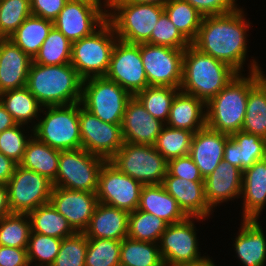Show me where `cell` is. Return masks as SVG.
I'll return each instance as SVG.
<instances>
[{
    "mask_svg": "<svg viewBox=\"0 0 266 266\" xmlns=\"http://www.w3.org/2000/svg\"><path fill=\"white\" fill-rule=\"evenodd\" d=\"M244 10L204 16L196 39L191 43L202 53L225 62L238 73L243 72L247 55V31L250 22L244 17Z\"/></svg>",
    "mask_w": 266,
    "mask_h": 266,
    "instance_id": "cell-1",
    "label": "cell"
},
{
    "mask_svg": "<svg viewBox=\"0 0 266 266\" xmlns=\"http://www.w3.org/2000/svg\"><path fill=\"white\" fill-rule=\"evenodd\" d=\"M239 73L192 44L184 50L180 91L207 103Z\"/></svg>",
    "mask_w": 266,
    "mask_h": 266,
    "instance_id": "cell-2",
    "label": "cell"
},
{
    "mask_svg": "<svg viewBox=\"0 0 266 266\" xmlns=\"http://www.w3.org/2000/svg\"><path fill=\"white\" fill-rule=\"evenodd\" d=\"M83 79L70 64L42 65L32 62L26 87L43 106L81 101Z\"/></svg>",
    "mask_w": 266,
    "mask_h": 266,
    "instance_id": "cell-3",
    "label": "cell"
},
{
    "mask_svg": "<svg viewBox=\"0 0 266 266\" xmlns=\"http://www.w3.org/2000/svg\"><path fill=\"white\" fill-rule=\"evenodd\" d=\"M163 13L164 6L160 5L107 0V20L118 40L130 44L146 43Z\"/></svg>",
    "mask_w": 266,
    "mask_h": 266,
    "instance_id": "cell-4",
    "label": "cell"
},
{
    "mask_svg": "<svg viewBox=\"0 0 266 266\" xmlns=\"http://www.w3.org/2000/svg\"><path fill=\"white\" fill-rule=\"evenodd\" d=\"M236 75L206 103V126L231 135L242 129L249 93V75Z\"/></svg>",
    "mask_w": 266,
    "mask_h": 266,
    "instance_id": "cell-5",
    "label": "cell"
},
{
    "mask_svg": "<svg viewBox=\"0 0 266 266\" xmlns=\"http://www.w3.org/2000/svg\"><path fill=\"white\" fill-rule=\"evenodd\" d=\"M41 113L45 116L32 124L31 129L39 141L59 151L82 148L79 103L45 106Z\"/></svg>",
    "mask_w": 266,
    "mask_h": 266,
    "instance_id": "cell-6",
    "label": "cell"
},
{
    "mask_svg": "<svg viewBox=\"0 0 266 266\" xmlns=\"http://www.w3.org/2000/svg\"><path fill=\"white\" fill-rule=\"evenodd\" d=\"M117 40L113 26L106 20L91 35L72 42L70 64L83 80L105 76Z\"/></svg>",
    "mask_w": 266,
    "mask_h": 266,
    "instance_id": "cell-7",
    "label": "cell"
},
{
    "mask_svg": "<svg viewBox=\"0 0 266 266\" xmlns=\"http://www.w3.org/2000/svg\"><path fill=\"white\" fill-rule=\"evenodd\" d=\"M132 95L105 76L90 77L82 82L81 106L110 124H122L126 105Z\"/></svg>",
    "mask_w": 266,
    "mask_h": 266,
    "instance_id": "cell-8",
    "label": "cell"
},
{
    "mask_svg": "<svg viewBox=\"0 0 266 266\" xmlns=\"http://www.w3.org/2000/svg\"><path fill=\"white\" fill-rule=\"evenodd\" d=\"M109 162L143 185L162 184L167 175L168 161L153 145L124 142Z\"/></svg>",
    "mask_w": 266,
    "mask_h": 266,
    "instance_id": "cell-9",
    "label": "cell"
},
{
    "mask_svg": "<svg viewBox=\"0 0 266 266\" xmlns=\"http://www.w3.org/2000/svg\"><path fill=\"white\" fill-rule=\"evenodd\" d=\"M106 162L83 148L60 151L56 179L53 186L69 190L96 193L99 173Z\"/></svg>",
    "mask_w": 266,
    "mask_h": 266,
    "instance_id": "cell-10",
    "label": "cell"
},
{
    "mask_svg": "<svg viewBox=\"0 0 266 266\" xmlns=\"http://www.w3.org/2000/svg\"><path fill=\"white\" fill-rule=\"evenodd\" d=\"M101 1L68 0L53 21L54 27L71 42L91 35L107 20V0Z\"/></svg>",
    "mask_w": 266,
    "mask_h": 266,
    "instance_id": "cell-11",
    "label": "cell"
},
{
    "mask_svg": "<svg viewBox=\"0 0 266 266\" xmlns=\"http://www.w3.org/2000/svg\"><path fill=\"white\" fill-rule=\"evenodd\" d=\"M202 217H187L184 221L168 224L159 240V249L165 266H181L202 262L194 220ZM200 219V220H199Z\"/></svg>",
    "mask_w": 266,
    "mask_h": 266,
    "instance_id": "cell-12",
    "label": "cell"
},
{
    "mask_svg": "<svg viewBox=\"0 0 266 266\" xmlns=\"http://www.w3.org/2000/svg\"><path fill=\"white\" fill-rule=\"evenodd\" d=\"M8 202L12 213L28 214L50 202L53 183L47 177L17 165L9 181Z\"/></svg>",
    "mask_w": 266,
    "mask_h": 266,
    "instance_id": "cell-13",
    "label": "cell"
},
{
    "mask_svg": "<svg viewBox=\"0 0 266 266\" xmlns=\"http://www.w3.org/2000/svg\"><path fill=\"white\" fill-rule=\"evenodd\" d=\"M185 49L140 44V54L149 86L180 88Z\"/></svg>",
    "mask_w": 266,
    "mask_h": 266,
    "instance_id": "cell-14",
    "label": "cell"
},
{
    "mask_svg": "<svg viewBox=\"0 0 266 266\" xmlns=\"http://www.w3.org/2000/svg\"><path fill=\"white\" fill-rule=\"evenodd\" d=\"M105 77L116 82L132 96L148 87L140 54V44H130L117 40Z\"/></svg>",
    "mask_w": 266,
    "mask_h": 266,
    "instance_id": "cell-15",
    "label": "cell"
},
{
    "mask_svg": "<svg viewBox=\"0 0 266 266\" xmlns=\"http://www.w3.org/2000/svg\"><path fill=\"white\" fill-rule=\"evenodd\" d=\"M79 123L82 148L109 161L123 146L122 124L102 121L79 102Z\"/></svg>",
    "mask_w": 266,
    "mask_h": 266,
    "instance_id": "cell-16",
    "label": "cell"
},
{
    "mask_svg": "<svg viewBox=\"0 0 266 266\" xmlns=\"http://www.w3.org/2000/svg\"><path fill=\"white\" fill-rule=\"evenodd\" d=\"M143 186L106 161L99 173L96 196L98 202L132 212L138 208Z\"/></svg>",
    "mask_w": 266,
    "mask_h": 266,
    "instance_id": "cell-17",
    "label": "cell"
},
{
    "mask_svg": "<svg viewBox=\"0 0 266 266\" xmlns=\"http://www.w3.org/2000/svg\"><path fill=\"white\" fill-rule=\"evenodd\" d=\"M51 204L68 221L75 232H84L94 214L98 198L96 193L69 190L53 186Z\"/></svg>",
    "mask_w": 266,
    "mask_h": 266,
    "instance_id": "cell-18",
    "label": "cell"
},
{
    "mask_svg": "<svg viewBox=\"0 0 266 266\" xmlns=\"http://www.w3.org/2000/svg\"><path fill=\"white\" fill-rule=\"evenodd\" d=\"M165 123L154 118L135 97L128 101L122 121L124 142L154 145Z\"/></svg>",
    "mask_w": 266,
    "mask_h": 266,
    "instance_id": "cell-19",
    "label": "cell"
},
{
    "mask_svg": "<svg viewBox=\"0 0 266 266\" xmlns=\"http://www.w3.org/2000/svg\"><path fill=\"white\" fill-rule=\"evenodd\" d=\"M32 62L9 38H0V94L25 87Z\"/></svg>",
    "mask_w": 266,
    "mask_h": 266,
    "instance_id": "cell-20",
    "label": "cell"
},
{
    "mask_svg": "<svg viewBox=\"0 0 266 266\" xmlns=\"http://www.w3.org/2000/svg\"><path fill=\"white\" fill-rule=\"evenodd\" d=\"M229 135L207 126L193 134L189 156L205 179L223 160L224 146Z\"/></svg>",
    "mask_w": 266,
    "mask_h": 266,
    "instance_id": "cell-21",
    "label": "cell"
},
{
    "mask_svg": "<svg viewBox=\"0 0 266 266\" xmlns=\"http://www.w3.org/2000/svg\"><path fill=\"white\" fill-rule=\"evenodd\" d=\"M162 185L188 217L206 219L213 213L205 197L204 181H190L167 172Z\"/></svg>",
    "mask_w": 266,
    "mask_h": 266,
    "instance_id": "cell-22",
    "label": "cell"
},
{
    "mask_svg": "<svg viewBox=\"0 0 266 266\" xmlns=\"http://www.w3.org/2000/svg\"><path fill=\"white\" fill-rule=\"evenodd\" d=\"M242 176L241 169L222 160L214 171L204 179L205 197L212 210L220 203L240 198Z\"/></svg>",
    "mask_w": 266,
    "mask_h": 266,
    "instance_id": "cell-23",
    "label": "cell"
},
{
    "mask_svg": "<svg viewBox=\"0 0 266 266\" xmlns=\"http://www.w3.org/2000/svg\"><path fill=\"white\" fill-rule=\"evenodd\" d=\"M249 69V93L246 114L241 131L266 139V85L258 74V62L251 60Z\"/></svg>",
    "mask_w": 266,
    "mask_h": 266,
    "instance_id": "cell-24",
    "label": "cell"
},
{
    "mask_svg": "<svg viewBox=\"0 0 266 266\" xmlns=\"http://www.w3.org/2000/svg\"><path fill=\"white\" fill-rule=\"evenodd\" d=\"M243 219H258L266 206V158L256 161L243 171Z\"/></svg>",
    "mask_w": 266,
    "mask_h": 266,
    "instance_id": "cell-25",
    "label": "cell"
},
{
    "mask_svg": "<svg viewBox=\"0 0 266 266\" xmlns=\"http://www.w3.org/2000/svg\"><path fill=\"white\" fill-rule=\"evenodd\" d=\"M129 212L99 202L84 234L87 238L122 241L128 235Z\"/></svg>",
    "mask_w": 266,
    "mask_h": 266,
    "instance_id": "cell-26",
    "label": "cell"
},
{
    "mask_svg": "<svg viewBox=\"0 0 266 266\" xmlns=\"http://www.w3.org/2000/svg\"><path fill=\"white\" fill-rule=\"evenodd\" d=\"M264 158H266V139L243 131L229 135L224 146V161L244 171Z\"/></svg>",
    "mask_w": 266,
    "mask_h": 266,
    "instance_id": "cell-27",
    "label": "cell"
},
{
    "mask_svg": "<svg viewBox=\"0 0 266 266\" xmlns=\"http://www.w3.org/2000/svg\"><path fill=\"white\" fill-rule=\"evenodd\" d=\"M258 219H243L233 244L243 266H265L266 236Z\"/></svg>",
    "mask_w": 266,
    "mask_h": 266,
    "instance_id": "cell-28",
    "label": "cell"
},
{
    "mask_svg": "<svg viewBox=\"0 0 266 266\" xmlns=\"http://www.w3.org/2000/svg\"><path fill=\"white\" fill-rule=\"evenodd\" d=\"M167 126L193 133L206 127V103L194 95L179 91L172 102Z\"/></svg>",
    "mask_w": 266,
    "mask_h": 266,
    "instance_id": "cell-29",
    "label": "cell"
},
{
    "mask_svg": "<svg viewBox=\"0 0 266 266\" xmlns=\"http://www.w3.org/2000/svg\"><path fill=\"white\" fill-rule=\"evenodd\" d=\"M137 209L156 215L168 224L184 221L188 217L162 184L144 185Z\"/></svg>",
    "mask_w": 266,
    "mask_h": 266,
    "instance_id": "cell-30",
    "label": "cell"
},
{
    "mask_svg": "<svg viewBox=\"0 0 266 266\" xmlns=\"http://www.w3.org/2000/svg\"><path fill=\"white\" fill-rule=\"evenodd\" d=\"M60 151L39 141L34 135L28 141L23 158L19 165L35 171L54 181L57 176Z\"/></svg>",
    "mask_w": 266,
    "mask_h": 266,
    "instance_id": "cell-31",
    "label": "cell"
},
{
    "mask_svg": "<svg viewBox=\"0 0 266 266\" xmlns=\"http://www.w3.org/2000/svg\"><path fill=\"white\" fill-rule=\"evenodd\" d=\"M53 27V21L31 15L8 38L33 59Z\"/></svg>",
    "mask_w": 266,
    "mask_h": 266,
    "instance_id": "cell-32",
    "label": "cell"
},
{
    "mask_svg": "<svg viewBox=\"0 0 266 266\" xmlns=\"http://www.w3.org/2000/svg\"><path fill=\"white\" fill-rule=\"evenodd\" d=\"M0 102L14 121L23 125L39 120L43 107L26 86L1 93Z\"/></svg>",
    "mask_w": 266,
    "mask_h": 266,
    "instance_id": "cell-33",
    "label": "cell"
},
{
    "mask_svg": "<svg viewBox=\"0 0 266 266\" xmlns=\"http://www.w3.org/2000/svg\"><path fill=\"white\" fill-rule=\"evenodd\" d=\"M31 232L63 239L75 233L67 219L51 202L38 206L28 213Z\"/></svg>",
    "mask_w": 266,
    "mask_h": 266,
    "instance_id": "cell-34",
    "label": "cell"
},
{
    "mask_svg": "<svg viewBox=\"0 0 266 266\" xmlns=\"http://www.w3.org/2000/svg\"><path fill=\"white\" fill-rule=\"evenodd\" d=\"M120 266H165L158 243L137 241L129 237L121 241Z\"/></svg>",
    "mask_w": 266,
    "mask_h": 266,
    "instance_id": "cell-35",
    "label": "cell"
},
{
    "mask_svg": "<svg viewBox=\"0 0 266 266\" xmlns=\"http://www.w3.org/2000/svg\"><path fill=\"white\" fill-rule=\"evenodd\" d=\"M164 12L181 34L192 43L198 34L204 15L184 0H169Z\"/></svg>",
    "mask_w": 266,
    "mask_h": 266,
    "instance_id": "cell-36",
    "label": "cell"
},
{
    "mask_svg": "<svg viewBox=\"0 0 266 266\" xmlns=\"http://www.w3.org/2000/svg\"><path fill=\"white\" fill-rule=\"evenodd\" d=\"M168 223L148 212L136 209L129 212L127 237L152 243H159Z\"/></svg>",
    "mask_w": 266,
    "mask_h": 266,
    "instance_id": "cell-37",
    "label": "cell"
},
{
    "mask_svg": "<svg viewBox=\"0 0 266 266\" xmlns=\"http://www.w3.org/2000/svg\"><path fill=\"white\" fill-rule=\"evenodd\" d=\"M179 91L180 88L148 86L144 90L138 92L135 97L154 118L166 124L173 99Z\"/></svg>",
    "mask_w": 266,
    "mask_h": 266,
    "instance_id": "cell-38",
    "label": "cell"
},
{
    "mask_svg": "<svg viewBox=\"0 0 266 266\" xmlns=\"http://www.w3.org/2000/svg\"><path fill=\"white\" fill-rule=\"evenodd\" d=\"M72 42L53 27L41 45L33 62L42 65H62L71 61Z\"/></svg>",
    "mask_w": 266,
    "mask_h": 266,
    "instance_id": "cell-39",
    "label": "cell"
},
{
    "mask_svg": "<svg viewBox=\"0 0 266 266\" xmlns=\"http://www.w3.org/2000/svg\"><path fill=\"white\" fill-rule=\"evenodd\" d=\"M30 233L28 214L12 213L0 219V246L27 248Z\"/></svg>",
    "mask_w": 266,
    "mask_h": 266,
    "instance_id": "cell-40",
    "label": "cell"
},
{
    "mask_svg": "<svg viewBox=\"0 0 266 266\" xmlns=\"http://www.w3.org/2000/svg\"><path fill=\"white\" fill-rule=\"evenodd\" d=\"M193 134V132L186 129L164 125L153 146L167 161L189 155Z\"/></svg>",
    "mask_w": 266,
    "mask_h": 266,
    "instance_id": "cell-41",
    "label": "cell"
},
{
    "mask_svg": "<svg viewBox=\"0 0 266 266\" xmlns=\"http://www.w3.org/2000/svg\"><path fill=\"white\" fill-rule=\"evenodd\" d=\"M121 241L88 238L85 266H120Z\"/></svg>",
    "mask_w": 266,
    "mask_h": 266,
    "instance_id": "cell-42",
    "label": "cell"
},
{
    "mask_svg": "<svg viewBox=\"0 0 266 266\" xmlns=\"http://www.w3.org/2000/svg\"><path fill=\"white\" fill-rule=\"evenodd\" d=\"M31 15L30 0H0V38H8Z\"/></svg>",
    "mask_w": 266,
    "mask_h": 266,
    "instance_id": "cell-43",
    "label": "cell"
},
{
    "mask_svg": "<svg viewBox=\"0 0 266 266\" xmlns=\"http://www.w3.org/2000/svg\"><path fill=\"white\" fill-rule=\"evenodd\" d=\"M62 239L31 232L27 247L28 261L35 266H52L60 250Z\"/></svg>",
    "mask_w": 266,
    "mask_h": 266,
    "instance_id": "cell-44",
    "label": "cell"
},
{
    "mask_svg": "<svg viewBox=\"0 0 266 266\" xmlns=\"http://www.w3.org/2000/svg\"><path fill=\"white\" fill-rule=\"evenodd\" d=\"M87 248L88 238L84 232L63 238L52 266H85Z\"/></svg>",
    "mask_w": 266,
    "mask_h": 266,
    "instance_id": "cell-45",
    "label": "cell"
},
{
    "mask_svg": "<svg viewBox=\"0 0 266 266\" xmlns=\"http://www.w3.org/2000/svg\"><path fill=\"white\" fill-rule=\"evenodd\" d=\"M146 43L174 49H185L191 44L170 21L165 12L160 16Z\"/></svg>",
    "mask_w": 266,
    "mask_h": 266,
    "instance_id": "cell-46",
    "label": "cell"
},
{
    "mask_svg": "<svg viewBox=\"0 0 266 266\" xmlns=\"http://www.w3.org/2000/svg\"><path fill=\"white\" fill-rule=\"evenodd\" d=\"M23 126V124H16L0 132V152L18 165L23 158L28 141L33 136V131L30 136L29 134L26 136L24 133L27 132H24Z\"/></svg>",
    "mask_w": 266,
    "mask_h": 266,
    "instance_id": "cell-47",
    "label": "cell"
},
{
    "mask_svg": "<svg viewBox=\"0 0 266 266\" xmlns=\"http://www.w3.org/2000/svg\"><path fill=\"white\" fill-rule=\"evenodd\" d=\"M167 172L172 176L190 181H204L199 168L189 155L168 160Z\"/></svg>",
    "mask_w": 266,
    "mask_h": 266,
    "instance_id": "cell-48",
    "label": "cell"
},
{
    "mask_svg": "<svg viewBox=\"0 0 266 266\" xmlns=\"http://www.w3.org/2000/svg\"><path fill=\"white\" fill-rule=\"evenodd\" d=\"M204 16L221 15L236 10L235 0H184Z\"/></svg>",
    "mask_w": 266,
    "mask_h": 266,
    "instance_id": "cell-49",
    "label": "cell"
},
{
    "mask_svg": "<svg viewBox=\"0 0 266 266\" xmlns=\"http://www.w3.org/2000/svg\"><path fill=\"white\" fill-rule=\"evenodd\" d=\"M68 0H30L32 15L54 21Z\"/></svg>",
    "mask_w": 266,
    "mask_h": 266,
    "instance_id": "cell-50",
    "label": "cell"
},
{
    "mask_svg": "<svg viewBox=\"0 0 266 266\" xmlns=\"http://www.w3.org/2000/svg\"><path fill=\"white\" fill-rule=\"evenodd\" d=\"M27 248L0 246V266H28Z\"/></svg>",
    "mask_w": 266,
    "mask_h": 266,
    "instance_id": "cell-51",
    "label": "cell"
},
{
    "mask_svg": "<svg viewBox=\"0 0 266 266\" xmlns=\"http://www.w3.org/2000/svg\"><path fill=\"white\" fill-rule=\"evenodd\" d=\"M17 165V163L0 152V184L6 185Z\"/></svg>",
    "mask_w": 266,
    "mask_h": 266,
    "instance_id": "cell-52",
    "label": "cell"
},
{
    "mask_svg": "<svg viewBox=\"0 0 266 266\" xmlns=\"http://www.w3.org/2000/svg\"><path fill=\"white\" fill-rule=\"evenodd\" d=\"M12 214L8 202V189L5 184H0V219Z\"/></svg>",
    "mask_w": 266,
    "mask_h": 266,
    "instance_id": "cell-53",
    "label": "cell"
},
{
    "mask_svg": "<svg viewBox=\"0 0 266 266\" xmlns=\"http://www.w3.org/2000/svg\"><path fill=\"white\" fill-rule=\"evenodd\" d=\"M17 123L14 121L12 116L7 112L5 107L0 102V132L13 127Z\"/></svg>",
    "mask_w": 266,
    "mask_h": 266,
    "instance_id": "cell-54",
    "label": "cell"
},
{
    "mask_svg": "<svg viewBox=\"0 0 266 266\" xmlns=\"http://www.w3.org/2000/svg\"><path fill=\"white\" fill-rule=\"evenodd\" d=\"M129 1L141 4H155V5L164 6L169 0H129Z\"/></svg>",
    "mask_w": 266,
    "mask_h": 266,
    "instance_id": "cell-55",
    "label": "cell"
},
{
    "mask_svg": "<svg viewBox=\"0 0 266 266\" xmlns=\"http://www.w3.org/2000/svg\"><path fill=\"white\" fill-rule=\"evenodd\" d=\"M181 266H216L212 259L208 256L205 260L202 262L196 263V264H188V265H181Z\"/></svg>",
    "mask_w": 266,
    "mask_h": 266,
    "instance_id": "cell-56",
    "label": "cell"
},
{
    "mask_svg": "<svg viewBox=\"0 0 266 266\" xmlns=\"http://www.w3.org/2000/svg\"><path fill=\"white\" fill-rule=\"evenodd\" d=\"M263 73L264 72L262 71L261 67L259 66V68H258L259 77L263 81V83L266 85V75H264Z\"/></svg>",
    "mask_w": 266,
    "mask_h": 266,
    "instance_id": "cell-57",
    "label": "cell"
}]
</instances>
